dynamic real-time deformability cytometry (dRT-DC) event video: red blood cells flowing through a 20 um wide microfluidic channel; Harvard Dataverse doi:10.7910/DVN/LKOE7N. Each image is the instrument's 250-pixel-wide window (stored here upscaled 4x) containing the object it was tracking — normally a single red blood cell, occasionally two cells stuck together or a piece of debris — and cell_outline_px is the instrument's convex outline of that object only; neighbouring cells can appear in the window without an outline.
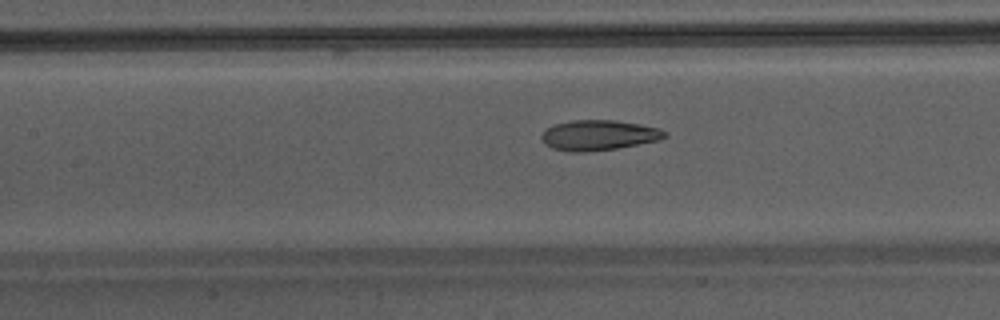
{"species": "Egyptian fruit bat (a non-hibernating species)", "species_latin": "Rousettus aegyptiacus", "temperature_condition": "warm", "stored_images_in_passage": 37, "camera_frame_rate_fps": 3000, "um_per_image_px": 0.085, "animal": {"sex": "male"}, "frame": {"image": 1, "passage_image": 15, "time_ms": 4.667, "image_size_px": [1000, 320], "cell_outline_px": [[668, 136], [660, 140], [616, 148], [584, 152], [572, 152], [552, 148], [544, 144], [540, 140], [540, 136], [552, 124], [572, 120], [616, 120], [640, 124], [660, 128]], "centroid_in_image_um": [50.86, 11.48], "position_along_channel_um": 156.5, "area_um2": 21.79}}
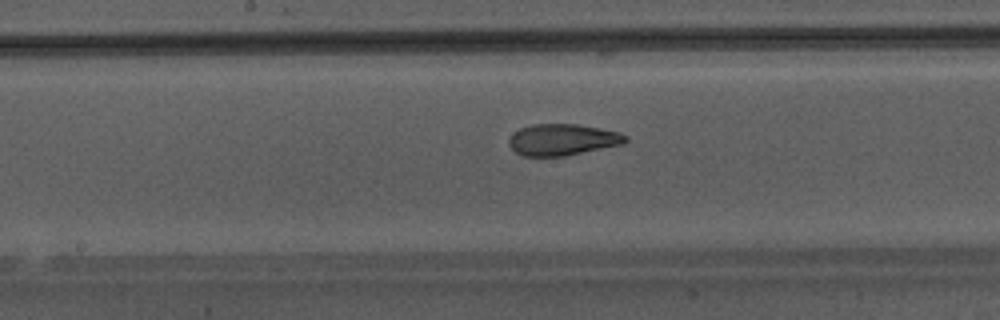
{"frame": {"image": 2, "passage_image": 18, "time_ms": 5.667, "image_size_px": [1000, 320], "cell_outline_px": [[628, 140], [624, 144], [564, 156], [524, 156], [516, 152], [508, 144], [508, 140], [520, 128], [532, 124], [576, 124], [600, 128], [620, 132], [628, 136]], "centroid_in_image_um": [47.85, 11.87], "position_along_channel_um": 200.4, "area_um2": 21.33}}
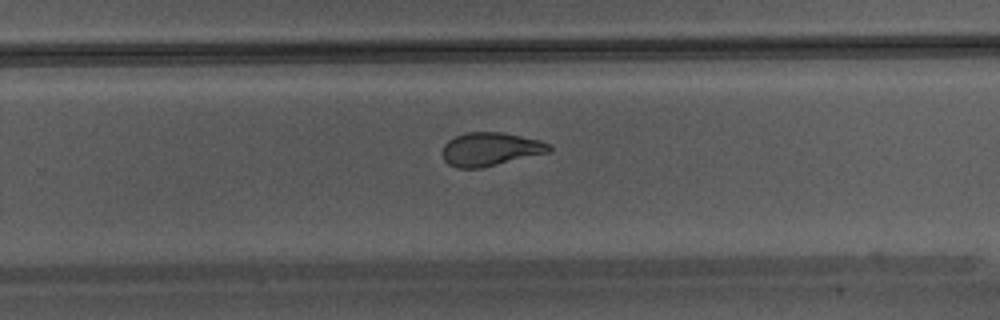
{"frame": {"image": 3, "passage_image": 24, "time_ms": 7.667, "image_size_px": [1000, 320], "cell_outline_px": [[552, 152], [480, 168], [456, 168], [448, 164], [444, 160], [444, 144], [448, 140], [464, 132], [500, 132], [540, 140], [552, 144]], "centroid_in_image_um": [41.72, 12.68], "position_along_channel_um": 288.1, "area_um2": 20.87}}